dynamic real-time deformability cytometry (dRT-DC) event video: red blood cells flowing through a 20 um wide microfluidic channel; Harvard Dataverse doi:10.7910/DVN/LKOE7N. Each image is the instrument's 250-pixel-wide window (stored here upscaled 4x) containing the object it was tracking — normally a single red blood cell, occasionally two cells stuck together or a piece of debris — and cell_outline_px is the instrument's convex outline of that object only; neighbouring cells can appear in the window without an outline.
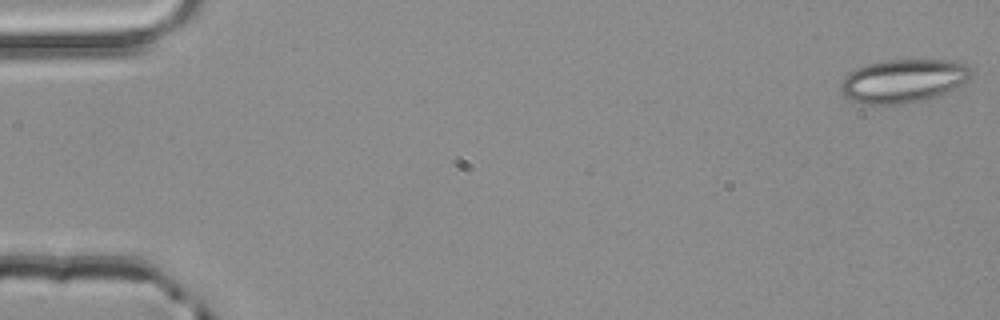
{"species": "common noctule bat (a hibernating species)", "species_latin": "Nyctalus noctula", "temperature_condition": "room temperature", "stored_images_in_passage": 4, "camera_frame_rate_fps": 3000, "um_per_image_px": 0.085, "animal": {"sex": "male", "body_mass_g": 20.4}, "frame": {"image": 1, "passage_image": 1, "time_ms": 0.0, "image_size_px": [1000, 320], "cell_outline_px": [[972, 76], [968, 80], [940, 96], [924, 100], [900, 104], [864, 104], [852, 100], [844, 96], [840, 88], [840, 84], [848, 72], [856, 68], [868, 64], [884, 60], [952, 60], [968, 64], [972, 68]], "centroid_in_image_um": [76.81, 6.87], "position_along_channel_um": 8.2, "area_um2": 33.29}}
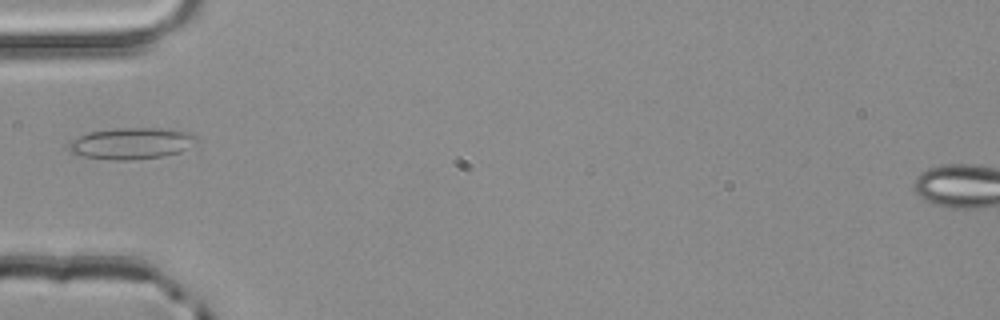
{"frame": {"image": 2, "passage_image": 4, "time_ms": 1.0, "image_size_px": [1000, 320], "cell_outline_px": [[200, 136], [196, 140], [180, 152], [164, 156], [132, 160], [116, 160], [84, 156], [72, 152], [68, 148], [68, 144], [72, 140], [88, 132], [116, 128], [164, 128], [192, 132]], "centroid_in_image_um": [11.21, 12.17], "position_along_channel_um": 73.8, "area_um2": 23.35}}